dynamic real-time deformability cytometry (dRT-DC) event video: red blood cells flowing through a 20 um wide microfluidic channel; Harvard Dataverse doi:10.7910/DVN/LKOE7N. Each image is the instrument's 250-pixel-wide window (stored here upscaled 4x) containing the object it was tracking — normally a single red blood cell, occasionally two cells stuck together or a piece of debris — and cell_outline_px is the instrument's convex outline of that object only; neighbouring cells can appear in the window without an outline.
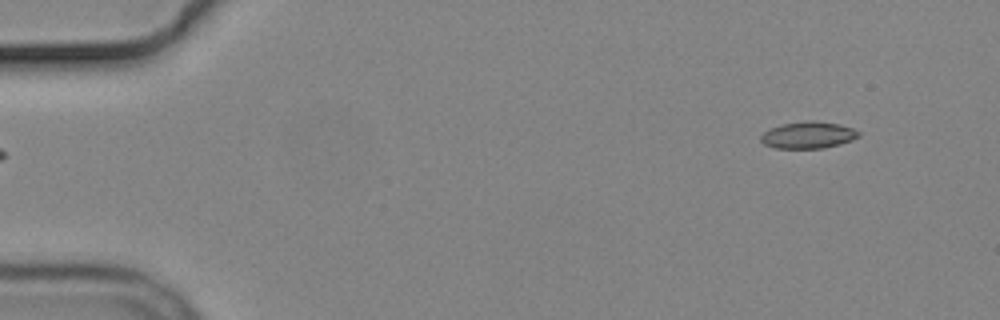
{"species": "common noctule bat (a hibernating species)", "species_latin": "Nyctalus noctula", "temperature_condition": "cold", "stored_images_in_passage": 5, "camera_frame_rate_fps": 3000, "um_per_image_px": 0.085, "animal": {"sex": "male", "body_mass_g": 19.2, "forearm_length_mm": 51.8}, "frame": {"image": 1, "passage_image": 5, "time_ms": 5.333, "image_size_px": [1000, 320], "cell_outline_px": [[860, 136], [852, 140], [840, 144], [824, 148], [776, 148], [764, 144], [760, 140], [760, 136], [764, 132], [780, 124], [804, 120], [812, 120], [840, 124], [852, 128], [860, 132]], "centroid_in_image_um": [68.7, 11.47], "position_along_channel_um": 16.3, "area_um2": 15.37}}